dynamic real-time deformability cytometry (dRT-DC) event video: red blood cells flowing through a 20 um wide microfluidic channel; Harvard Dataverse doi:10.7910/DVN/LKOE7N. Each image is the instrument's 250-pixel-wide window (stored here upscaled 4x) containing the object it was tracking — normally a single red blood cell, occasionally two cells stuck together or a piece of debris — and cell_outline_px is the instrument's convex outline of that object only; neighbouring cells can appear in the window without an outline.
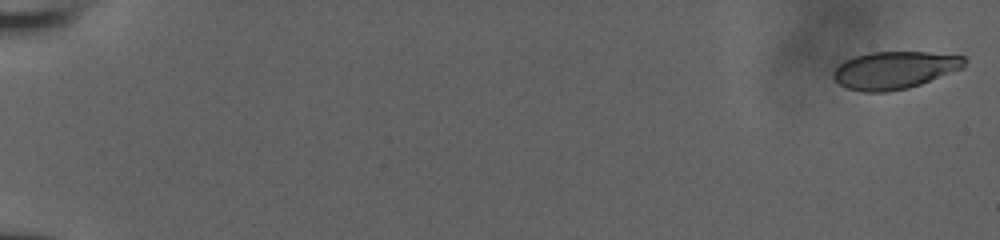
{"species": "human", "species_latin": "Homo sapiens", "temperature_condition": "room temperature", "stored_images_in_passage": 18, "camera_frame_rate_fps": 3000, "um_per_image_px": 0.085, "donor": {"sex": "male"}, "frame": {"image": 1, "passage_image": 1, "time_ms": 0.0, "image_size_px": [1000, 240], "cell_outline_px": [[968, 60], [964, 68], [920, 84], [908, 88], [884, 92], [864, 92], [848, 88], [840, 84], [832, 76], [836, 68], [844, 60], [852, 56], [868, 52], [928, 52], [964, 56]], "centroid_in_image_um": [76.06, 5.94], "position_along_channel_um": 8.9, "area_um2": 28.73}}
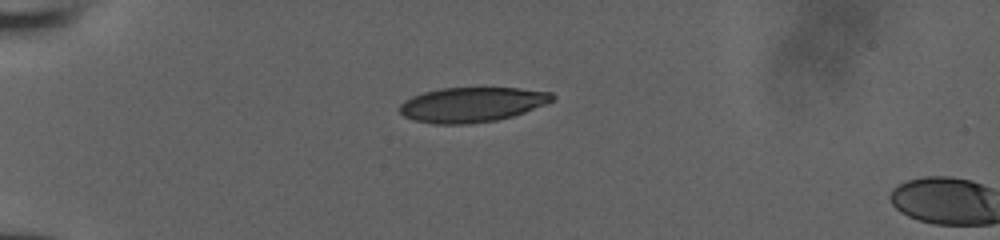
{"frame": {"image": 2, "passage_image": 16, "time_ms": 5.0, "image_size_px": [1000, 240], "cell_outline_px": [[556, 100], [524, 112], [512, 116], [496, 120], [468, 124], [432, 124], [416, 120], [404, 116], [400, 112], [400, 104], [404, 100], [412, 96], [424, 92], [440, 88], [520, 88], [552, 92], [556, 96]], "centroid_in_image_um": [40.14, 8.88], "position_along_channel_um": 44.9, "area_um2": 31.04}}